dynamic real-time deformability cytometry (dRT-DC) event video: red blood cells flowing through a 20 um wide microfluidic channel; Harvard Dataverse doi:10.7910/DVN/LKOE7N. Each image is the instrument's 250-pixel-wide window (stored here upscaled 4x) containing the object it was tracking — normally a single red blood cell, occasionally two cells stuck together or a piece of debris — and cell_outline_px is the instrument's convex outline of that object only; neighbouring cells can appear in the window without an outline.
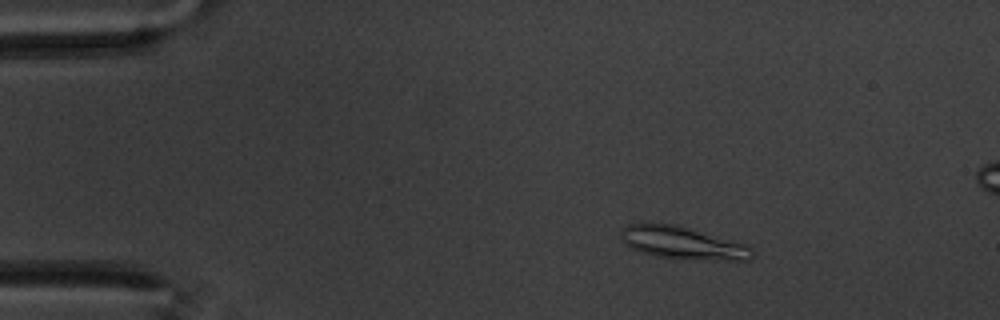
{"species": "common noctule bat (a hibernating species)", "species_latin": "Nyctalus noctula", "temperature_condition": "warm", "stored_images_in_passage": 52, "segment_of_instrument_passage": [1, 2], "camera_frame_rate_fps": 3000, "um_per_image_px": 0.085, "animal": {"sex": "male", "body_mass_g": 20.1, "forearm_length_mm": 53.5}, "frame": {"image": 1, "passage_image": 2, "time_ms": 0.333, "image_size_px": [1000, 320], "cell_outline_px": [[756, 256], [752, 260], [676, 260], [656, 256], [632, 248], [624, 244], [620, 232], [628, 224], [672, 224], [748, 244], [756, 252]], "centroid_in_image_um": [58.12, 20.69], "position_along_channel_um": 26.9, "area_um2": 25.09}}
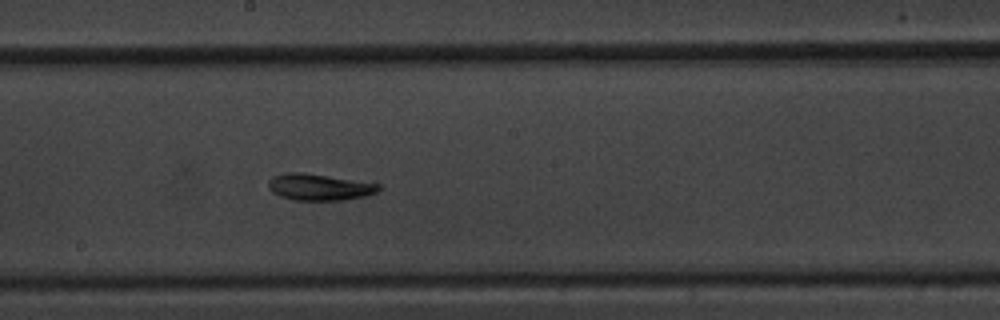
{"frame": {"image": 2, "passage_image": 25, "time_ms": 8.0, "image_size_px": [1000, 320], "cell_outline_px": [[380, 188], [376, 192], [364, 196], [340, 200], [292, 200], [280, 196], [272, 192], [268, 188], [268, 180], [272, 176], [284, 172], [304, 172], [380, 184]], "centroid_in_image_um": [27.07, 15.89], "position_along_channel_um": 221.1, "area_um2": 17.05}}
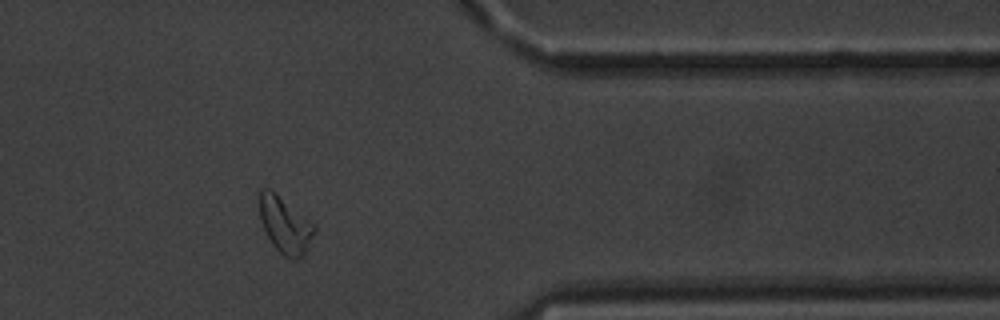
{"frame": {"image": 3, "passage_image": 41, "time_ms": 13.333, "image_size_px": [1000, 320], "cell_outline_px": [[316, 232], [304, 252], [296, 260], [292, 260], [284, 256], [272, 244], [260, 220], [260, 188], [268, 188], [316, 224]], "centroid_in_image_um": [24.25, 19.13], "position_along_channel_um": 387.2, "area_um2": 17.69}}